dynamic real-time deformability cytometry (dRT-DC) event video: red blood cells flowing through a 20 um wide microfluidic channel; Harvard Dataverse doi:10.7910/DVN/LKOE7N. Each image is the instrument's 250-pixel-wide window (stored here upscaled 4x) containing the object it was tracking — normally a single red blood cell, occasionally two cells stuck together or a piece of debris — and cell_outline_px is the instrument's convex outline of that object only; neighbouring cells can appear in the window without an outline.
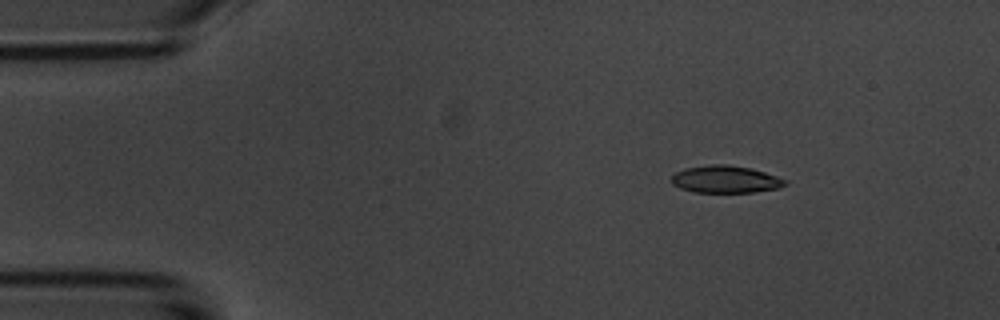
{"species": "common noctule bat (a hibernating species)", "species_latin": "Nyctalus noctula", "temperature_condition": "room temperature", "stored_images_in_passage": 6, "camera_frame_rate_fps": 3000, "um_per_image_px": 0.085, "animal": {"sex": "male", "body_mass_g": 20.1, "forearm_length_mm": 53.5}, "frame": {"image": 1, "passage_image": 3, "time_ms": 2.333, "image_size_px": [1000, 320], "cell_outline_px": [[788, 184], [776, 188], [756, 192], [692, 192], [680, 188], [672, 184], [672, 176], [676, 172], [684, 168], [712, 164], [728, 164], [752, 168], [788, 180]], "centroid_in_image_um": [61.67, 15.24], "position_along_channel_um": 23.3, "area_um2": 18.15}}
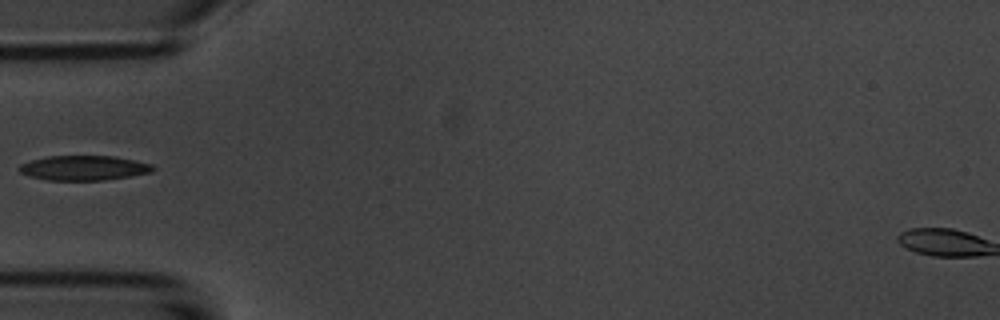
{"frame": {"image": 2, "passage_image": 6, "time_ms": 5.667, "image_size_px": [1000, 320], "cell_outline_px": [[156, 168], [152, 172], [128, 176], [100, 180], [48, 180], [28, 176], [20, 172], [20, 164], [32, 160], [48, 156], [112, 156], [152, 164]], "centroid_in_image_um": [7.11, 14.27], "position_along_channel_um": 77.9, "area_um2": 19.02}}